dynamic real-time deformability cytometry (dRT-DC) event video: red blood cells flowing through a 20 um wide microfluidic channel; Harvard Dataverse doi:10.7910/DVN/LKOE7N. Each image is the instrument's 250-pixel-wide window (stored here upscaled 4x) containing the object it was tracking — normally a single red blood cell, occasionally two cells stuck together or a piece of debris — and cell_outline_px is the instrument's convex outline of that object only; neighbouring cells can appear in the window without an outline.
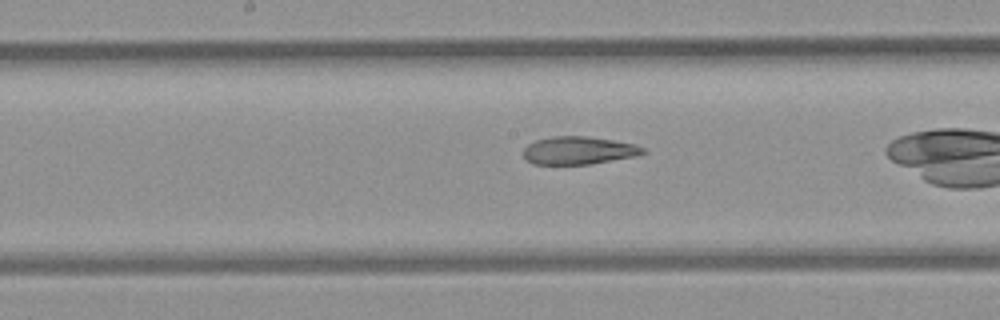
{"species": "common noctule bat (a hibernating species)", "species_latin": "Nyctalus noctula", "temperature_condition": "room temperature", "stored_images_in_passage": 34, "camera_frame_rate_fps": 3000, "um_per_image_px": 0.085, "animal": {"sex": "female", "body_mass_g": 21.9}, "frame": {"image": 1, "passage_image": 20, "time_ms": 6.333, "image_size_px": [1000, 320], "cell_outline_px": [[648, 152], [636, 156], [592, 164], [532, 164], [524, 160], [524, 148], [528, 144], [536, 140], [552, 136], [588, 136], [636, 144], [644, 148]], "centroid_in_image_um": [49.19, 12.79], "position_along_channel_um": 199.0, "area_um2": 19.59}}